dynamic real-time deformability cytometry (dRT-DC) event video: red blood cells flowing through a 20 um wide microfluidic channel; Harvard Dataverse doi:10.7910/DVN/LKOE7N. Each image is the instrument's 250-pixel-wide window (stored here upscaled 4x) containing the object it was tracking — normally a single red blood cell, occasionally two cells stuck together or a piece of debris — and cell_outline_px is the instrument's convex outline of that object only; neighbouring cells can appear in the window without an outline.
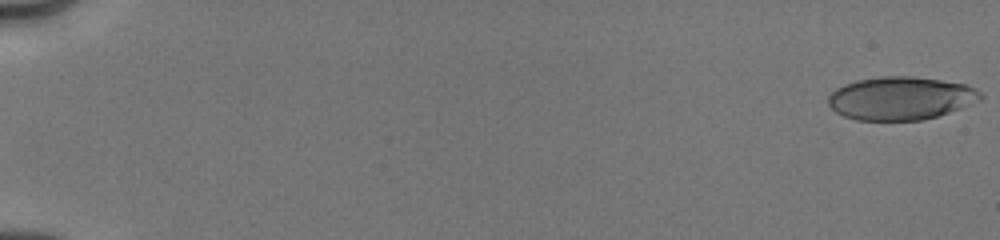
{"species": "human", "species_latin": "Homo sapiens", "temperature_condition": "cold", "stored_images_in_passage": 40, "camera_frame_rate_fps": 3000, "um_per_image_px": 0.085, "donor": {"sex": "male"}, "frame": {"image": 1, "passage_image": 1, "time_ms": 0.0, "image_size_px": [1000, 240], "cell_outline_px": [[984, 96], [980, 100], [960, 108], [936, 116], [920, 120], [856, 120], [844, 116], [836, 112], [828, 104], [828, 96], [836, 88], [844, 84], [856, 80], [880, 76], [912, 76], [940, 80], [964, 84], [976, 88]], "centroid_in_image_um": [76.54, 8.34], "position_along_channel_um": 8.5, "area_um2": 38.21}}
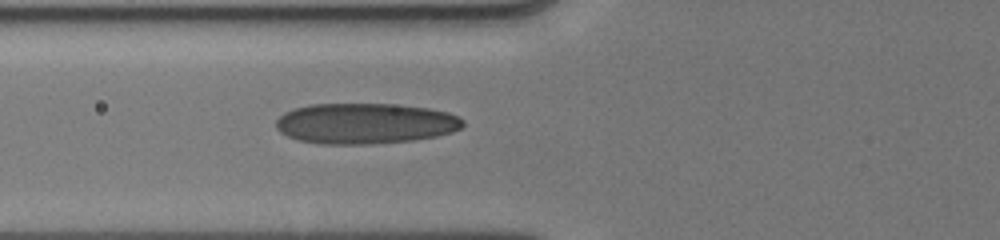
{"frame": {"image": 2, "passage_image": 28, "time_ms": 7.0, "image_size_px": [1000, 240], "cell_outline_px": [[464, 124], [460, 128], [452, 132], [436, 136], [412, 140], [368, 144], [320, 144], [296, 140], [280, 132], [276, 128], [276, 120], [284, 112], [296, 108], [312, 104], [392, 104], [428, 108], [448, 112], [464, 120]], "centroid_in_image_um": [31.02, 10.5], "position_along_channel_um": 94.8, "area_um2": 44.27}}
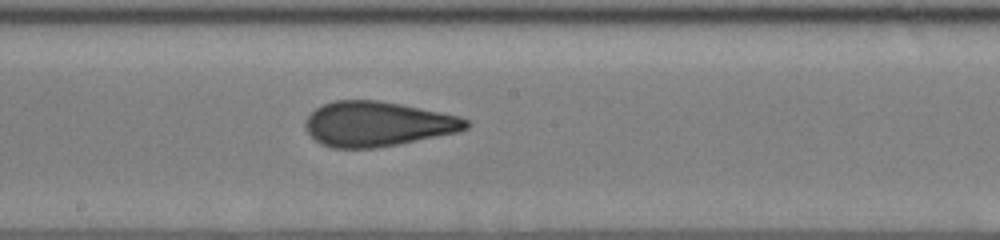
{"frame": {"image": 3, "passage_image": 39, "time_ms": 10.0, "image_size_px": [1000, 240], "cell_outline_px": [[472, 124], [468, 128], [460, 132], [376, 148], [332, 148], [320, 144], [304, 128], [304, 120], [316, 108], [332, 100], [380, 100], [460, 116], [468, 120]], "centroid_in_image_um": [32.09, 10.54], "position_along_channel_um": 216.1, "area_um2": 42.19}}